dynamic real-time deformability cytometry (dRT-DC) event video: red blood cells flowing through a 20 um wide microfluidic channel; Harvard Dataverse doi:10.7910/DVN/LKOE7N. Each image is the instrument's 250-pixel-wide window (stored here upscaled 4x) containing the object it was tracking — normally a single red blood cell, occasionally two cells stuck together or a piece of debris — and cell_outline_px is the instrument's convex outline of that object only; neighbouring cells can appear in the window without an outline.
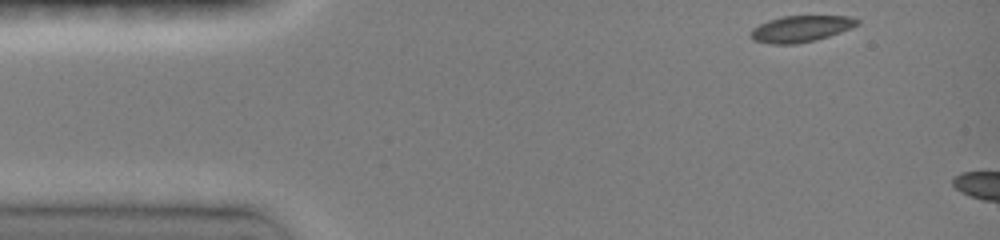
{"species": "common noctule bat (a hibernating species)", "species_latin": "Nyctalus noctula", "temperature_condition": "room temperature", "stored_images_in_passage": 4, "camera_frame_rate_fps": 3000, "um_per_image_px": 0.085, "animal": {"sex": "female", "body_mass_g": 19.0, "forearm_length_mm": 51.5}, "frame": {"image": 1, "passage_image": 1, "time_ms": 0.0, "image_size_px": [1000, 240], "cell_outline_px": [[860, 24], [852, 28], [828, 36], [796, 44], [772, 44], [752, 40], [752, 28], [768, 20], [784, 16], [848, 16], [860, 20]], "centroid_in_image_um": [68.09, 2.44], "position_along_channel_um": 16.9, "area_um2": 16.18}}